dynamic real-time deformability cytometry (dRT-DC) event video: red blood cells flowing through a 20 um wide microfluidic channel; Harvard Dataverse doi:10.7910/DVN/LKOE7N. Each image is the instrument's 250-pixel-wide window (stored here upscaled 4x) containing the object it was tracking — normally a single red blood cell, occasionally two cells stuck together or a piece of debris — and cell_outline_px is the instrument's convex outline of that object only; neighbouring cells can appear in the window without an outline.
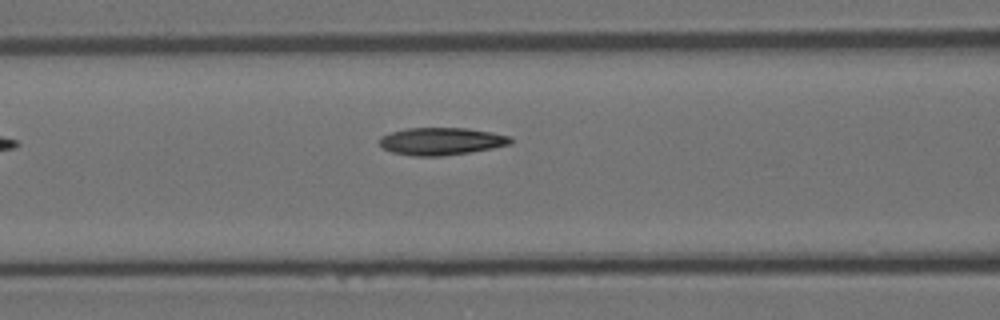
{"species": "Egyptian fruit bat (a non-hibernating species)", "species_latin": "Rousettus aegyptiacus", "temperature_condition": "room temperature", "stored_images_in_passage": 7, "camera_frame_rate_fps": 3000, "um_per_image_px": 0.085, "animal": {"sex": "female"}, "frame": {"image": 1, "passage_image": 7, "time_ms": 2.0, "image_size_px": [1000, 320], "cell_outline_px": [[512, 144], [492, 148], [468, 152], [440, 156], [412, 156], [392, 152], [384, 148], [380, 144], [380, 136], [392, 132], [408, 128], [468, 128], [492, 132], [512, 136]], "centroid_in_image_um": [37.54, 12.0], "position_along_channel_um": 129.1, "area_um2": 20.92}}